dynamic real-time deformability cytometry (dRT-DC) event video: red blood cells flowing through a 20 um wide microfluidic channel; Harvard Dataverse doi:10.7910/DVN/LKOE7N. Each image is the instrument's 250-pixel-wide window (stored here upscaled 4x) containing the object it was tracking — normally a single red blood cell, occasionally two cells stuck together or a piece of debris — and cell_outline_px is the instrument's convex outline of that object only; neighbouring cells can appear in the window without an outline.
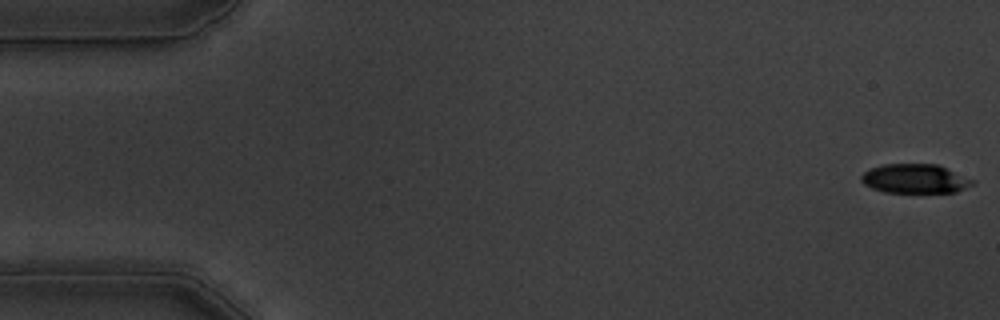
{"species": "common noctule bat (a hibernating species)", "species_latin": "Nyctalus noctula", "temperature_condition": "warm", "stored_images_in_passage": 56, "camera_frame_rate_fps": 3000, "um_per_image_px": 0.085, "animal": {"sex": "male", "body_mass_g": 19.5, "forearm_length_mm": 54.6}, "frame": {"image": 1, "passage_image": 1, "time_ms": 0.0, "image_size_px": [1000, 320], "cell_outline_px": [[976, 184], [956, 192], [884, 192], [872, 188], [864, 184], [860, 180], [860, 176], [864, 172], [872, 168], [884, 164], [936, 164], [976, 180]], "centroid_in_image_um": [77.8, 15.19], "position_along_channel_um": 7.2, "area_um2": 18.96}}
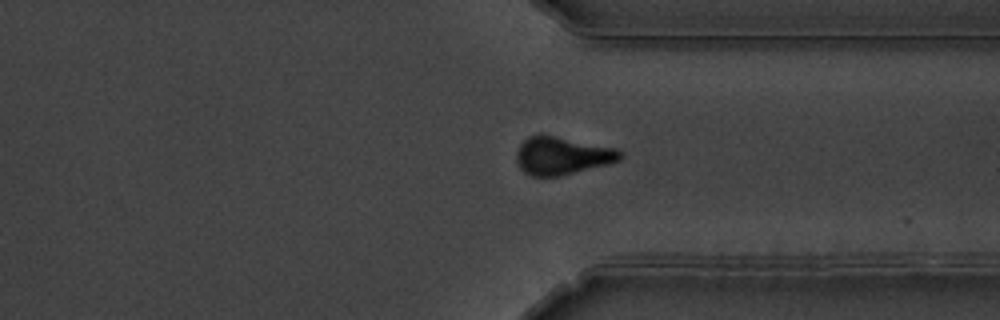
{"frame": {"image": 2, "passage_image": 42, "time_ms": 13.667, "image_size_px": [1000, 320], "cell_outline_px": [[624, 156], [620, 160], [608, 164], [560, 176], [532, 176], [524, 172], [520, 168], [516, 160], [516, 152], [520, 144], [528, 136], [540, 132], [616, 148]], "centroid_in_image_um": [47.75, 13.21], "position_along_channel_um": 363.7, "area_um2": 23.24}}
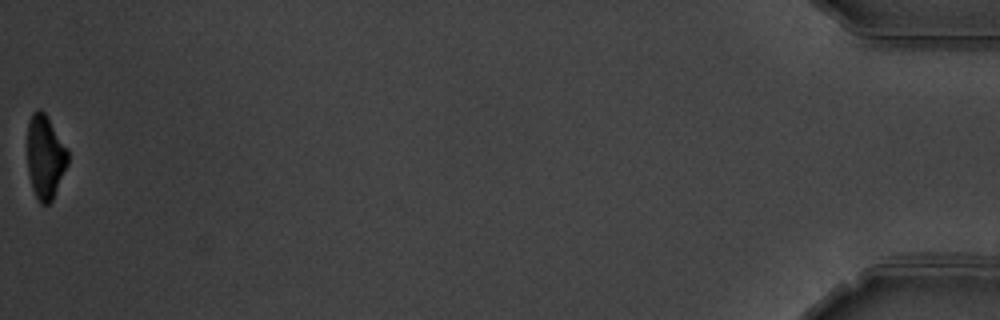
{"frame": {"image": 3, "passage_image": 56, "time_ms": 18.333, "image_size_px": [1000, 320], "cell_outline_px": [[68, 164], [52, 200], [48, 204], [40, 204], [32, 188], [28, 172], [28, 120], [32, 112], [40, 108], [48, 116], [68, 148]], "centroid_in_image_um": [3.85, 13.3], "position_along_channel_um": 431.3, "area_um2": 19.94}, "authors_computed_cell_mechanics": {"area_um2": 22.5131, "velocity_mm_per_s": 3.6196, "shape_relaxation_time_tau1_ms": 5.7659, "shape_relaxation_time_tau2_ms": 3.9915, "deformation_change_tau1": 0.1768, "deformation_change_tau2": 0.1169}}